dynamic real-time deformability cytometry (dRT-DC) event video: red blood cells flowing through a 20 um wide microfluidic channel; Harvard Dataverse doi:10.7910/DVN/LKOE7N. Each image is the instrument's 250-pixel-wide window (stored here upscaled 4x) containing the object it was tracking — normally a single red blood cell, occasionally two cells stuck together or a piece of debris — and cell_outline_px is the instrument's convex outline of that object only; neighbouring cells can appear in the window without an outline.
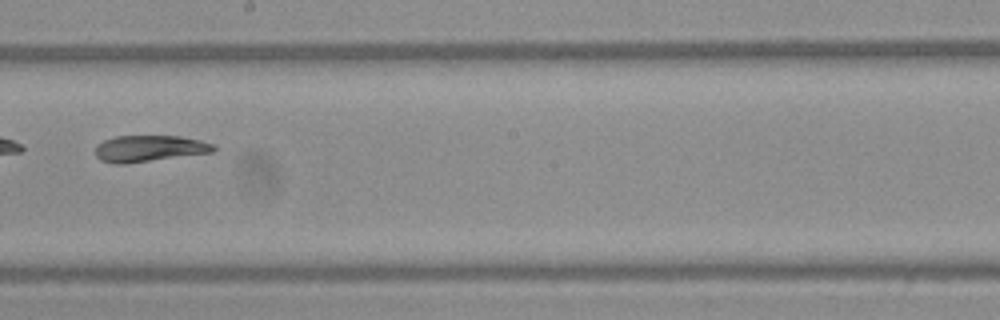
{"species": "Egyptian fruit bat (a non-hibernating species)", "species_latin": "Rousettus aegyptiacus", "temperature_condition": "warm", "stored_images_in_passage": 38, "camera_frame_rate_fps": 3000, "um_per_image_px": 0.085, "frame": {"image": 1, "passage_image": 17, "time_ms": 5.333, "image_size_px": [1000, 320], "cell_outline_px": [[216, 148], [212, 152], [124, 164], [112, 164], [100, 160], [96, 156], [96, 144], [104, 140], [116, 136], [180, 136], [200, 140], [212, 144]], "centroid_in_image_um": [12.64, 12.62], "position_along_channel_um": 235.6, "area_um2": 18.09}}